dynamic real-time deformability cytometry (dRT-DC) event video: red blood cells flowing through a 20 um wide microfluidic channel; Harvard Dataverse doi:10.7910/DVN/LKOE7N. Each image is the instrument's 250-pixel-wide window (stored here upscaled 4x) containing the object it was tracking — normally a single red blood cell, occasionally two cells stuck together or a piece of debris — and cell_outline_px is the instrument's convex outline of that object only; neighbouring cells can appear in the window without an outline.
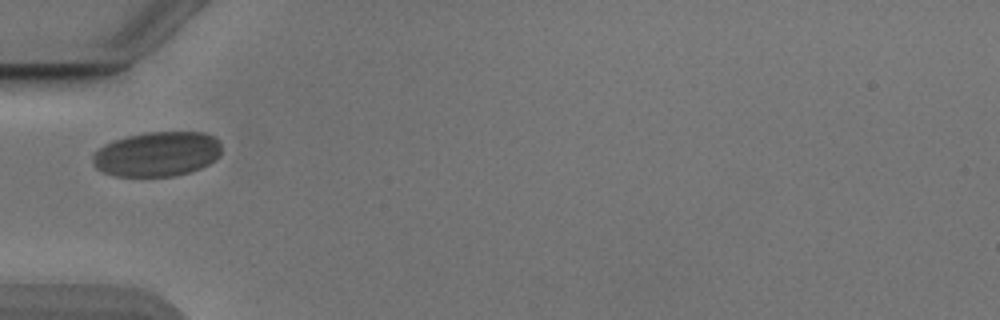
{"species": "Egyptian fruit bat (a non-hibernating species)", "species_latin": "Rousettus aegyptiacus", "temperature_condition": "cold", "stored_images_in_passage": 14, "camera_frame_rate_fps": 3000, "um_per_image_px": 0.085, "animal": {"sex": "male"}, "frame": {"image": 1, "passage_image": 1, "time_ms": 0.0, "image_size_px": [1000, 320], "cell_outline_px": [[220, 156], [208, 164], [200, 168], [188, 172], [172, 176], [116, 176], [104, 172], [96, 168], [92, 164], [92, 152], [104, 144], [128, 136], [144, 132], [204, 132], [216, 136], [220, 140]], "centroid_in_image_um": [13.35, 13.08], "position_along_channel_um": 71.7, "area_um2": 33.81}}
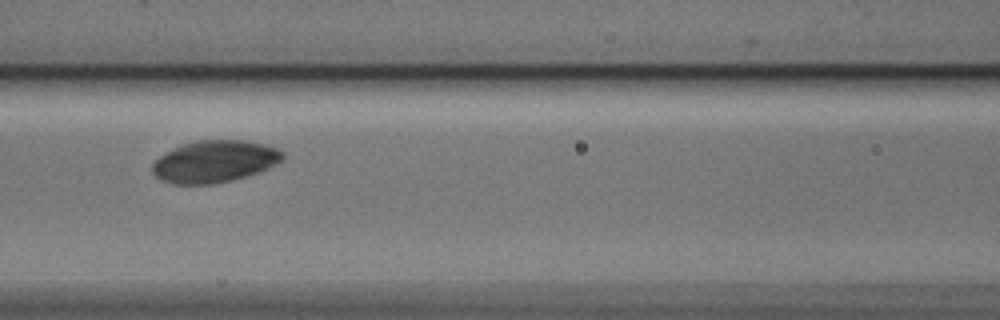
{"frame": {"image": 2, "passage_image": 7, "time_ms": 2.0, "image_size_px": [1000, 320], "cell_outline_px": [[284, 156], [276, 164], [260, 172], [232, 180], [212, 184], [172, 184], [156, 176], [152, 172], [152, 164], [160, 156], [184, 144], [196, 140], [244, 140], [264, 144], [280, 148], [284, 152]], "centroid_in_image_um": [18.28, 13.72], "position_along_channel_um": 148.3, "area_um2": 31.73}}
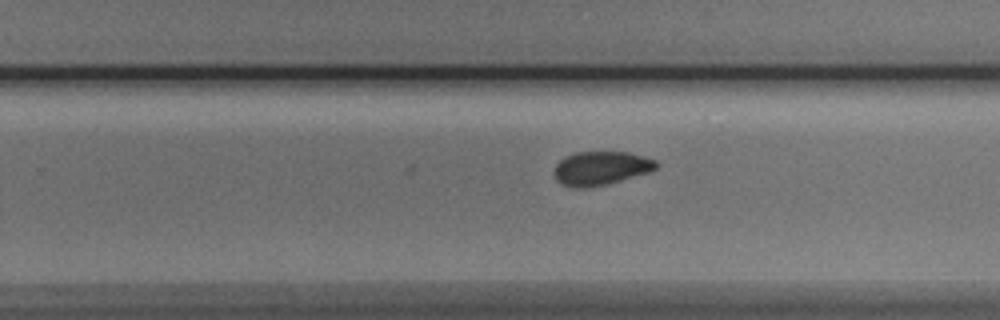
{"frame": {"image": 3, "passage_image": 14, "time_ms": 4.333, "image_size_px": [1000, 320], "cell_outline_px": [[660, 164], [656, 168], [648, 172], [620, 180], [604, 184], [584, 188], [572, 188], [556, 180], [556, 164], [564, 156], [576, 152], [628, 152], [644, 156], [656, 160]], "centroid_in_image_um": [51.09, 14.28], "position_along_channel_um": 278.7, "area_um2": 19.83}}